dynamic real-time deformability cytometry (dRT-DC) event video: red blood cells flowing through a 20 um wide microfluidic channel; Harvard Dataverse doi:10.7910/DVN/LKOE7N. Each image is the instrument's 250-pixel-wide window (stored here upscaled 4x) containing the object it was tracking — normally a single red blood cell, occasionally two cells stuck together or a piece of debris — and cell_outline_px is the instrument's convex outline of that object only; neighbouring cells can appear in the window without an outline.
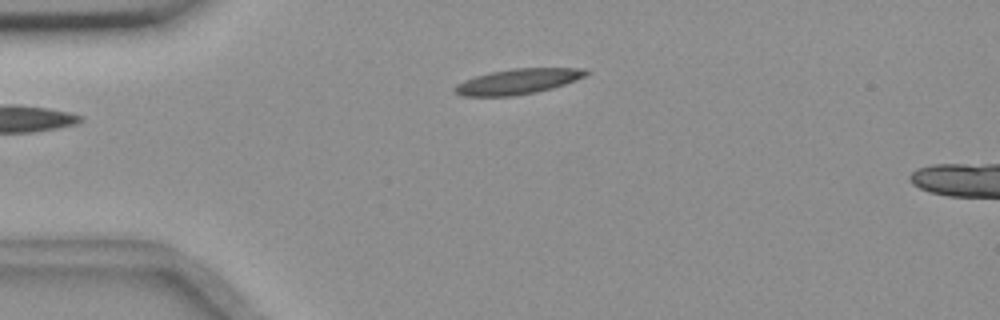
{"species": "common noctule bat (a hibernating species)", "species_latin": "Nyctalus noctula", "temperature_condition": "room temperature", "stored_images_in_passage": 39, "camera_frame_rate_fps": 3000, "um_per_image_px": 0.085, "animal": {"sex": "female", "body_mass_g": 18.4}, "frame": {"image": 1, "passage_image": 1, "time_ms": 0.0, "image_size_px": [1000, 320], "cell_outline_px": [[592, 72], [576, 80], [552, 88], [536, 92], [512, 96], [464, 96], [456, 92], [452, 88], [456, 84], [464, 80], [488, 72], [512, 68], [584, 68]], "centroid_in_image_um": [44.02, 6.91], "position_along_channel_um": 41.0, "area_um2": 19.42}}
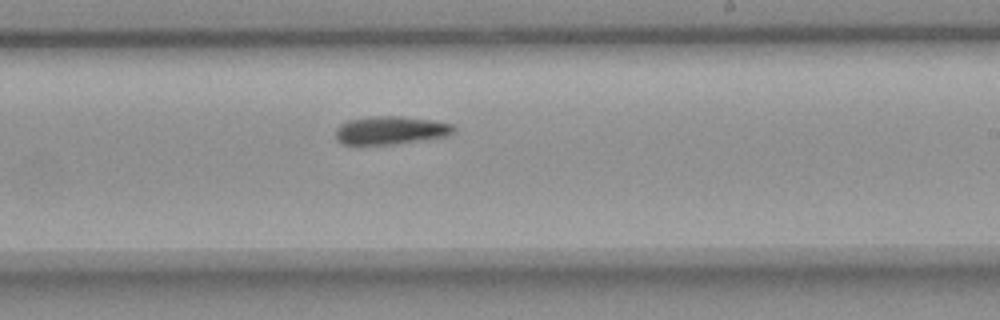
{"frame": {"image": 2, "passage_image": 21, "time_ms": 6.667, "image_size_px": [1000, 320], "cell_outline_px": [[456, 132], [448, 136], [392, 144], [344, 144], [336, 136], [336, 128], [340, 124], [348, 120], [372, 116], [400, 116], [432, 120], [452, 124], [456, 128]], "centroid_in_image_um": [33.25, 11.06], "position_along_channel_um": 255.8, "area_um2": 19.25}}
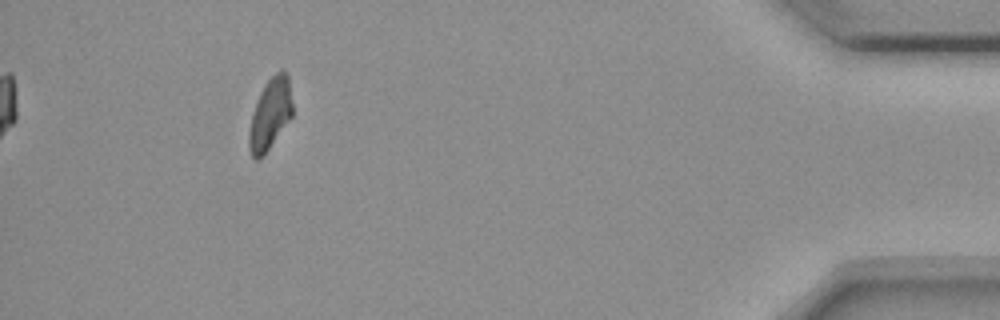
{"frame": {"image": 3, "passage_image": 39, "time_ms": 12.667, "image_size_px": [1000, 320], "cell_outline_px": [[292, 116], [264, 156], [256, 160], [252, 156], [248, 148], [248, 132], [252, 112], [260, 92], [264, 84], [280, 68], [284, 68], [288, 76], [292, 104]], "centroid_in_image_um": [22.95, 9.69], "position_along_channel_um": 412.3, "area_um2": 18.21}}